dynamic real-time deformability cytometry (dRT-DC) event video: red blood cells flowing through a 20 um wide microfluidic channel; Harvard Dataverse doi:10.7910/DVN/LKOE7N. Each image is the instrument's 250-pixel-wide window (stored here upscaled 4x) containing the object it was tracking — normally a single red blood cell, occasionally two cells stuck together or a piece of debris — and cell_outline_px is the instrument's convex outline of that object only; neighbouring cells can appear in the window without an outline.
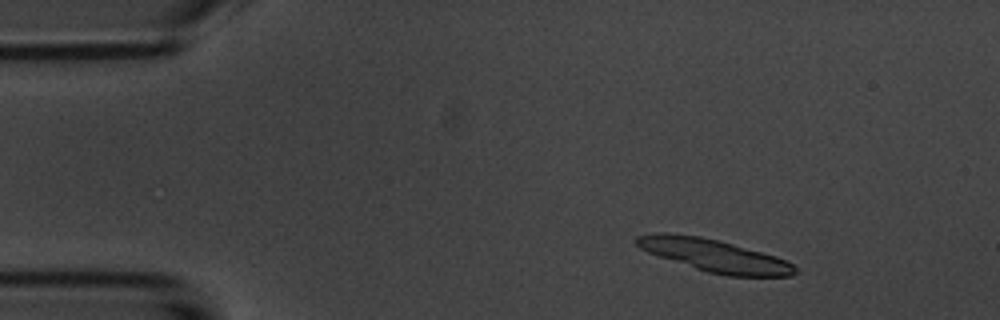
{"species": "common noctule bat (a hibernating species)", "species_latin": "Nyctalus noctula", "temperature_condition": "room temperature", "stored_images_in_passage": 23, "camera_frame_rate_fps": 3000, "um_per_image_px": 0.085, "animal": {"sex": "male", "body_mass_g": 20.1, "forearm_length_mm": 53.5}, "frame": {"image": 1, "passage_image": 1, "time_ms": 0.0, "image_size_px": [1000, 320], "cell_outline_px": [[796, 272], [792, 276], [728, 276], [708, 272], [648, 252], [640, 248], [636, 244], [636, 236], [656, 232], [664, 232], [700, 236], [720, 240], [776, 256], [792, 264], [796, 268]], "centroid_in_image_um": [60.72, 21.7], "position_along_channel_um": 24.3, "area_um2": 29.71}}
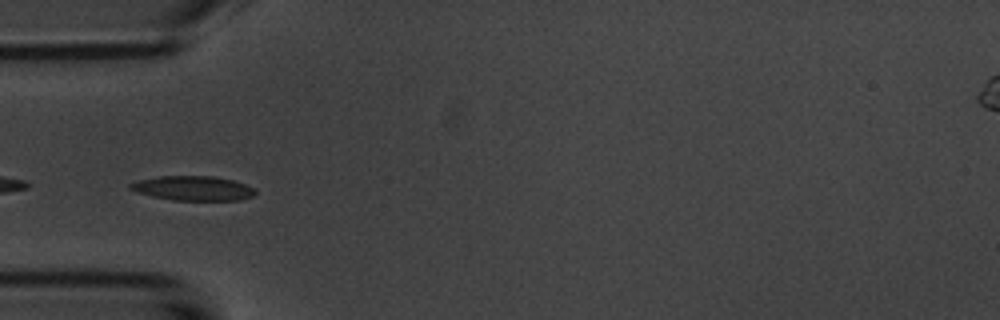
{"frame": {"image": 2, "passage_image": 11, "time_ms": 3.333, "image_size_px": [1000, 320], "cell_outline_px": [[256, 192], [252, 196], [240, 200], [172, 200], [152, 196], [136, 192], [128, 188], [128, 184], [140, 180], [160, 176], [212, 176], [232, 180], [244, 184], [252, 188]], "centroid_in_image_um": [16.37, 16.0], "position_along_channel_um": 68.6, "area_um2": 17.69}}
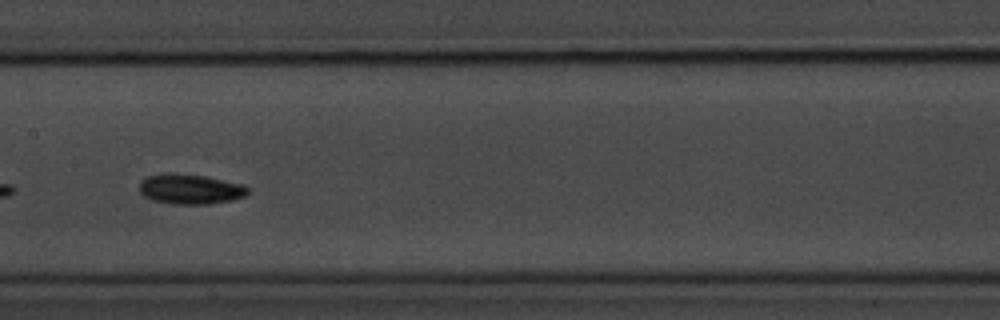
{"frame": {"image": 3, "passage_image": 21, "time_ms": 6.667, "image_size_px": [1000, 320], "cell_outline_px": [[248, 192], [244, 196], [232, 200], [208, 204], [172, 204], [152, 200], [144, 196], [140, 192], [140, 184], [148, 176], [204, 176], [244, 184], [248, 188]], "centroid_in_image_um": [16.24, 16.13], "position_along_channel_um": 191.2, "area_um2": 18.09}}